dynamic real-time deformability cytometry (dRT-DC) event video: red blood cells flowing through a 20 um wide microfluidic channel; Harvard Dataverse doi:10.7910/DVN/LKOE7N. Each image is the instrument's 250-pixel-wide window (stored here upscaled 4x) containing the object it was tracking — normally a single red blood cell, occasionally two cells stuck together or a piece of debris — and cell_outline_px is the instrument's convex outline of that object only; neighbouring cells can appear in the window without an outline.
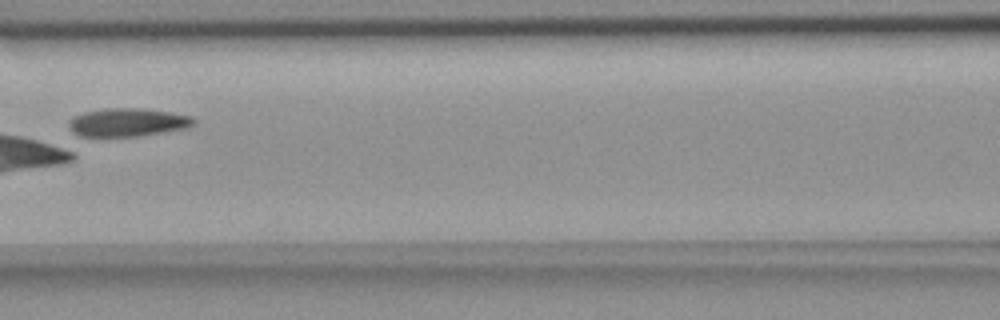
{"species": "common noctule bat (a hibernating species)", "species_latin": "Nyctalus noctula", "temperature_condition": "room temperature", "stored_images_in_passage": 5, "camera_frame_rate_fps": 3000, "um_per_image_px": 0.085, "animal": {"sex": "female", "body_mass_g": 18.4}, "frame": {"image": 1, "passage_image": 5, "time_ms": 5.0, "image_size_px": [1000, 320], "cell_outline_px": [[196, 124], [188, 128], [140, 136], [80, 136], [72, 132], [68, 124], [68, 120], [72, 116], [84, 112], [104, 108], [136, 108], [168, 112], [192, 116], [196, 120]], "centroid_in_image_um": [10.84, 10.4], "position_along_channel_um": 155.8, "area_um2": 20.69}}